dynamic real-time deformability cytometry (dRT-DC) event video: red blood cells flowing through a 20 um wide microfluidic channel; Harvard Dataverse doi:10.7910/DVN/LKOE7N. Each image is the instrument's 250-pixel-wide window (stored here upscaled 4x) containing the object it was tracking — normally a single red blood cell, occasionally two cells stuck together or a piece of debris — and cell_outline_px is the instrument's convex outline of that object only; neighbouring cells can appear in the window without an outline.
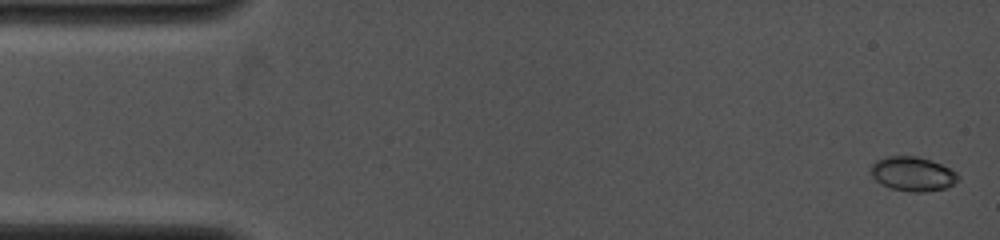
{"species": "common noctule bat (a hibernating species)", "species_latin": "Nyctalus noctula", "temperature_condition": "cold", "stored_images_in_passage": 10, "camera_frame_rate_fps": 4000, "um_per_image_px": 0.085, "animal": {"sex": "female", "body_mass_g": 19.0, "forearm_length_mm": 53.3}, "frame": {"image": 1, "passage_image": 1, "time_ms": 0.0, "image_size_px": [1000, 240], "cell_outline_px": [[960, 180], [944, 188], [924, 192], [912, 192], [892, 188], [880, 184], [872, 176], [872, 164], [876, 160], [888, 156], [916, 156], [940, 164], [956, 172], [960, 176]], "centroid_in_image_um": [77.58, 14.78], "position_along_channel_um": 7.4, "area_um2": 17.22}}
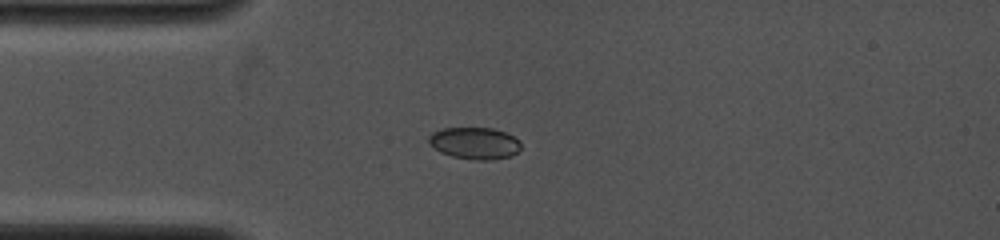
{"frame": {"image": 2, "passage_image": 7, "time_ms": 3.5, "image_size_px": [1000, 240], "cell_outline_px": [[520, 148], [512, 156], [488, 160], [476, 160], [452, 156], [440, 152], [428, 144], [428, 136], [432, 132], [444, 128], [492, 128], [504, 132], [520, 140]], "centroid_in_image_um": [40.32, 12.17], "position_along_channel_um": 44.7, "area_um2": 17.11}}
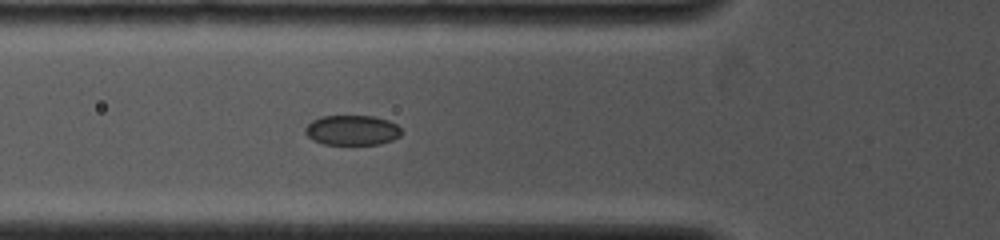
{"frame": {"image": 3, "passage_image": 10, "time_ms": 5.0, "image_size_px": [1000, 240], "cell_outline_px": [[400, 136], [392, 140], [380, 144], [324, 144], [312, 140], [304, 132], [304, 128], [312, 120], [320, 116], [372, 116], [388, 120], [396, 124], [400, 128]], "centroid_in_image_um": [29.9, 11.06], "position_along_channel_um": 95.9, "area_um2": 16.82}}